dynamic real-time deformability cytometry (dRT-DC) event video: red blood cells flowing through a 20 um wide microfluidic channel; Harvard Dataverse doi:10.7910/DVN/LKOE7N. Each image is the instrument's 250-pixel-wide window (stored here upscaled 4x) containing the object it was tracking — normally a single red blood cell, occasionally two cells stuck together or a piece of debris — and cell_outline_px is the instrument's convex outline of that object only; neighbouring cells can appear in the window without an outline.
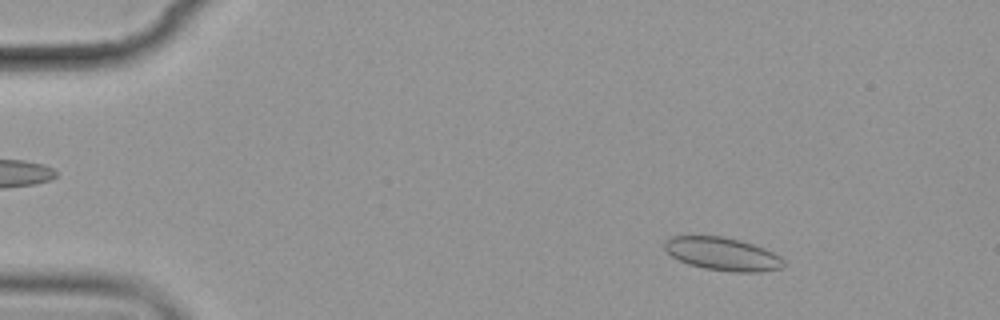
{"species": "common noctule bat (a hibernating species)", "species_latin": "Nyctalus noctula", "temperature_condition": "cold", "stored_images_in_passage": 4, "camera_frame_rate_fps": 3000, "um_per_image_px": 0.085, "animal": {"sex": "female", "body_mass_g": 19.9}, "frame": {"image": 1, "passage_image": 2, "time_ms": 1.333, "image_size_px": [1000, 320], "cell_outline_px": [[784, 264], [780, 268], [760, 272], [736, 272], [704, 268], [688, 264], [672, 256], [664, 248], [664, 244], [672, 236], [724, 236], [740, 240], [764, 248], [780, 256], [784, 260]], "centroid_in_image_um": [61.43, 21.58], "position_along_channel_um": 23.6, "area_um2": 22.72}}